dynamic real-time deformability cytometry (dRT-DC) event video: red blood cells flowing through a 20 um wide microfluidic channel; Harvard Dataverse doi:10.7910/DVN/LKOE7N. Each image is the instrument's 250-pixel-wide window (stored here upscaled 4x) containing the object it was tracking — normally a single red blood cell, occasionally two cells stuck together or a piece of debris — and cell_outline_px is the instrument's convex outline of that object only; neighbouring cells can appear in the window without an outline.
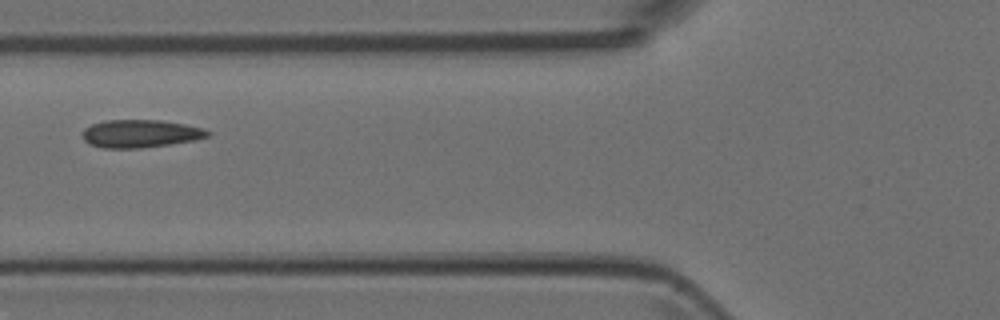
{"species": "Egyptian fruit bat (a non-hibernating species)", "species_latin": "Rousettus aegyptiacus", "temperature_condition": "room temperature", "stored_images_in_passage": 2, "camera_frame_rate_fps": 3000, "um_per_image_px": 0.085, "animal": {"sex": "female"}, "frame": {"image": 1, "passage_image": 2, "time_ms": 0.333, "image_size_px": [1000, 320], "cell_outline_px": [[212, 132], [208, 136], [196, 140], [140, 148], [104, 148], [88, 144], [80, 136], [84, 128], [92, 124], [108, 120], [164, 120], [204, 128]], "centroid_in_image_um": [11.92, 11.35], "position_along_channel_um": 113.9, "area_um2": 20.46}}